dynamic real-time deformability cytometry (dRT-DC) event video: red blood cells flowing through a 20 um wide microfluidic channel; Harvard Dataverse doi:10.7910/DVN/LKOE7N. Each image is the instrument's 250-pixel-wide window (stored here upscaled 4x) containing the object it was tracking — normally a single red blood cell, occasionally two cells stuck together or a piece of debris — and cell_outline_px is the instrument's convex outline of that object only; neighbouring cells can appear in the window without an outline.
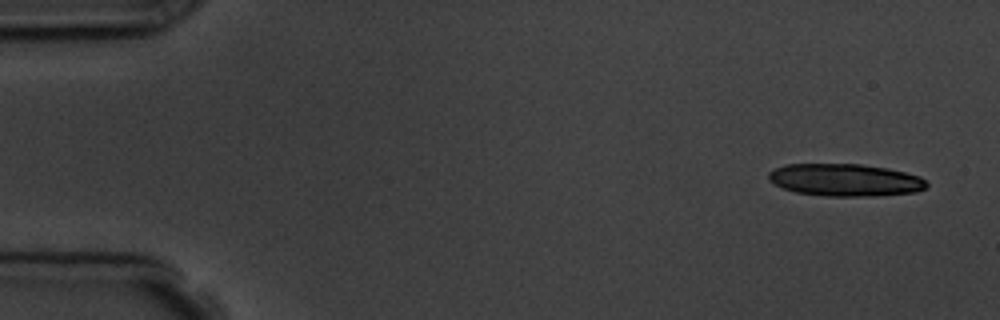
{"species": "common noctule bat (a hibernating species)", "species_latin": "Nyctalus noctula", "temperature_condition": "room temperature", "stored_images_in_passage": 5, "camera_frame_rate_fps": 3000, "um_per_image_px": 0.085, "animal": {"sex": "male", "body_mass_g": 19.5, "forearm_length_mm": 54.6}, "frame": {"image": 1, "passage_image": 1, "time_ms": 0.0, "image_size_px": [1000, 320], "cell_outline_px": [[928, 184], [924, 188], [916, 192], [872, 196], [828, 196], [796, 192], [784, 188], [768, 180], [768, 172], [784, 164], [860, 164], [888, 168], [920, 176]], "centroid_in_image_um": [71.83, 15.29], "position_along_channel_um": 13.2, "area_um2": 29.71}}